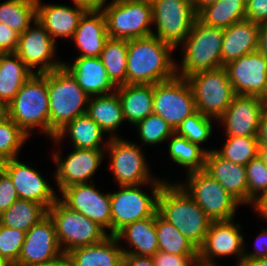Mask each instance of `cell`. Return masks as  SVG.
Segmentation results:
<instances>
[{"instance_id": "cell-1", "label": "cell", "mask_w": 267, "mask_h": 266, "mask_svg": "<svg viewBox=\"0 0 267 266\" xmlns=\"http://www.w3.org/2000/svg\"><path fill=\"white\" fill-rule=\"evenodd\" d=\"M174 49L155 35L128 40L127 84H156L176 76Z\"/></svg>"}, {"instance_id": "cell-2", "label": "cell", "mask_w": 267, "mask_h": 266, "mask_svg": "<svg viewBox=\"0 0 267 266\" xmlns=\"http://www.w3.org/2000/svg\"><path fill=\"white\" fill-rule=\"evenodd\" d=\"M158 214L199 248L212 220L178 183L166 182L157 199Z\"/></svg>"}, {"instance_id": "cell-3", "label": "cell", "mask_w": 267, "mask_h": 266, "mask_svg": "<svg viewBox=\"0 0 267 266\" xmlns=\"http://www.w3.org/2000/svg\"><path fill=\"white\" fill-rule=\"evenodd\" d=\"M47 89L50 137L53 139L70 121L87 113L90 96L64 66L47 72Z\"/></svg>"}, {"instance_id": "cell-4", "label": "cell", "mask_w": 267, "mask_h": 266, "mask_svg": "<svg viewBox=\"0 0 267 266\" xmlns=\"http://www.w3.org/2000/svg\"><path fill=\"white\" fill-rule=\"evenodd\" d=\"M7 116L29 137L31 129L39 127L50 136L47 73L33 74L7 106Z\"/></svg>"}, {"instance_id": "cell-5", "label": "cell", "mask_w": 267, "mask_h": 266, "mask_svg": "<svg viewBox=\"0 0 267 266\" xmlns=\"http://www.w3.org/2000/svg\"><path fill=\"white\" fill-rule=\"evenodd\" d=\"M223 35V28L208 26L196 19L189 35L182 43L184 52L181 66L176 63V75L187 78L201 71L221 67Z\"/></svg>"}, {"instance_id": "cell-6", "label": "cell", "mask_w": 267, "mask_h": 266, "mask_svg": "<svg viewBox=\"0 0 267 266\" xmlns=\"http://www.w3.org/2000/svg\"><path fill=\"white\" fill-rule=\"evenodd\" d=\"M101 10L106 18L109 38L131 40L153 34L151 1L112 0Z\"/></svg>"}, {"instance_id": "cell-7", "label": "cell", "mask_w": 267, "mask_h": 266, "mask_svg": "<svg viewBox=\"0 0 267 266\" xmlns=\"http://www.w3.org/2000/svg\"><path fill=\"white\" fill-rule=\"evenodd\" d=\"M56 228V237L64 254L101 242L109 236L104 228L86 216L67 207L59 198L48 209Z\"/></svg>"}, {"instance_id": "cell-8", "label": "cell", "mask_w": 267, "mask_h": 266, "mask_svg": "<svg viewBox=\"0 0 267 266\" xmlns=\"http://www.w3.org/2000/svg\"><path fill=\"white\" fill-rule=\"evenodd\" d=\"M192 88L197 111L218 120L236 95L224 66L186 78Z\"/></svg>"}, {"instance_id": "cell-9", "label": "cell", "mask_w": 267, "mask_h": 266, "mask_svg": "<svg viewBox=\"0 0 267 266\" xmlns=\"http://www.w3.org/2000/svg\"><path fill=\"white\" fill-rule=\"evenodd\" d=\"M186 184L178 183L212 221L234 219L240 204L204 170L187 173Z\"/></svg>"}, {"instance_id": "cell-10", "label": "cell", "mask_w": 267, "mask_h": 266, "mask_svg": "<svg viewBox=\"0 0 267 266\" xmlns=\"http://www.w3.org/2000/svg\"><path fill=\"white\" fill-rule=\"evenodd\" d=\"M167 181H152V197L140 189L143 185L120 186V191L110 193L111 235L137 220L153 216L157 212V199Z\"/></svg>"}, {"instance_id": "cell-11", "label": "cell", "mask_w": 267, "mask_h": 266, "mask_svg": "<svg viewBox=\"0 0 267 266\" xmlns=\"http://www.w3.org/2000/svg\"><path fill=\"white\" fill-rule=\"evenodd\" d=\"M153 24L157 38L174 50L181 46L197 19V10L187 0H152Z\"/></svg>"}, {"instance_id": "cell-12", "label": "cell", "mask_w": 267, "mask_h": 266, "mask_svg": "<svg viewBox=\"0 0 267 266\" xmlns=\"http://www.w3.org/2000/svg\"><path fill=\"white\" fill-rule=\"evenodd\" d=\"M197 112L192 88L186 78L154 84L153 113L161 116L175 131L189 116Z\"/></svg>"}, {"instance_id": "cell-13", "label": "cell", "mask_w": 267, "mask_h": 266, "mask_svg": "<svg viewBox=\"0 0 267 266\" xmlns=\"http://www.w3.org/2000/svg\"><path fill=\"white\" fill-rule=\"evenodd\" d=\"M106 150L109 151L111 169L120 186L150 184L152 181H167L152 178L147 161L140 145L121 139L108 138Z\"/></svg>"}, {"instance_id": "cell-14", "label": "cell", "mask_w": 267, "mask_h": 266, "mask_svg": "<svg viewBox=\"0 0 267 266\" xmlns=\"http://www.w3.org/2000/svg\"><path fill=\"white\" fill-rule=\"evenodd\" d=\"M234 220L212 221L203 244L198 248V264L203 266H218L215 257H238L236 266L243 263L244 236L240 234L241 226Z\"/></svg>"}, {"instance_id": "cell-15", "label": "cell", "mask_w": 267, "mask_h": 266, "mask_svg": "<svg viewBox=\"0 0 267 266\" xmlns=\"http://www.w3.org/2000/svg\"><path fill=\"white\" fill-rule=\"evenodd\" d=\"M235 94L267 97V57L259 50L224 66Z\"/></svg>"}, {"instance_id": "cell-16", "label": "cell", "mask_w": 267, "mask_h": 266, "mask_svg": "<svg viewBox=\"0 0 267 266\" xmlns=\"http://www.w3.org/2000/svg\"><path fill=\"white\" fill-rule=\"evenodd\" d=\"M19 35L16 54L34 73H47L63 66V61H55L56 42L39 20ZM53 60V61H52ZM40 66L37 72L33 68Z\"/></svg>"}, {"instance_id": "cell-17", "label": "cell", "mask_w": 267, "mask_h": 266, "mask_svg": "<svg viewBox=\"0 0 267 266\" xmlns=\"http://www.w3.org/2000/svg\"><path fill=\"white\" fill-rule=\"evenodd\" d=\"M63 254L57 241L54 221L47 214L26 232L18 261L15 264L34 266L51 262Z\"/></svg>"}, {"instance_id": "cell-18", "label": "cell", "mask_w": 267, "mask_h": 266, "mask_svg": "<svg viewBox=\"0 0 267 266\" xmlns=\"http://www.w3.org/2000/svg\"><path fill=\"white\" fill-rule=\"evenodd\" d=\"M60 193L62 198L59 199L67 207L96 222L105 230L110 229L111 235L110 193H100L92 182L71 185Z\"/></svg>"}, {"instance_id": "cell-19", "label": "cell", "mask_w": 267, "mask_h": 266, "mask_svg": "<svg viewBox=\"0 0 267 266\" xmlns=\"http://www.w3.org/2000/svg\"><path fill=\"white\" fill-rule=\"evenodd\" d=\"M106 143V144H105ZM103 143L104 149H80L73 148V152L64 159L60 152L53 153V160L56 162L57 170L55 179L59 190L74 184L88 183L103 160L107 141Z\"/></svg>"}, {"instance_id": "cell-20", "label": "cell", "mask_w": 267, "mask_h": 266, "mask_svg": "<svg viewBox=\"0 0 267 266\" xmlns=\"http://www.w3.org/2000/svg\"><path fill=\"white\" fill-rule=\"evenodd\" d=\"M267 103L262 97L236 94L217 120L224 125L226 137H257L259 122Z\"/></svg>"}, {"instance_id": "cell-21", "label": "cell", "mask_w": 267, "mask_h": 266, "mask_svg": "<svg viewBox=\"0 0 267 266\" xmlns=\"http://www.w3.org/2000/svg\"><path fill=\"white\" fill-rule=\"evenodd\" d=\"M3 170L12 179L19 199L40 203L47 209L57 201L58 196L47 180L18 158L4 161Z\"/></svg>"}, {"instance_id": "cell-22", "label": "cell", "mask_w": 267, "mask_h": 266, "mask_svg": "<svg viewBox=\"0 0 267 266\" xmlns=\"http://www.w3.org/2000/svg\"><path fill=\"white\" fill-rule=\"evenodd\" d=\"M88 9L75 4V7L58 4H43L36 0V18L56 42L61 37L71 39L80 19Z\"/></svg>"}, {"instance_id": "cell-23", "label": "cell", "mask_w": 267, "mask_h": 266, "mask_svg": "<svg viewBox=\"0 0 267 266\" xmlns=\"http://www.w3.org/2000/svg\"><path fill=\"white\" fill-rule=\"evenodd\" d=\"M204 171L216 179L240 204H247L245 166L224 159L212 149L206 154Z\"/></svg>"}, {"instance_id": "cell-24", "label": "cell", "mask_w": 267, "mask_h": 266, "mask_svg": "<svg viewBox=\"0 0 267 266\" xmlns=\"http://www.w3.org/2000/svg\"><path fill=\"white\" fill-rule=\"evenodd\" d=\"M108 39L106 18L101 9L87 10L71 38L81 52L79 57H99Z\"/></svg>"}, {"instance_id": "cell-25", "label": "cell", "mask_w": 267, "mask_h": 266, "mask_svg": "<svg viewBox=\"0 0 267 266\" xmlns=\"http://www.w3.org/2000/svg\"><path fill=\"white\" fill-rule=\"evenodd\" d=\"M259 46V24L245 19L224 29L221 62L225 66L241 56L255 52Z\"/></svg>"}, {"instance_id": "cell-26", "label": "cell", "mask_w": 267, "mask_h": 266, "mask_svg": "<svg viewBox=\"0 0 267 266\" xmlns=\"http://www.w3.org/2000/svg\"><path fill=\"white\" fill-rule=\"evenodd\" d=\"M63 66L89 96L112 93L110 90L115 91L116 86L110 81L99 57H77L72 65L63 63Z\"/></svg>"}, {"instance_id": "cell-27", "label": "cell", "mask_w": 267, "mask_h": 266, "mask_svg": "<svg viewBox=\"0 0 267 266\" xmlns=\"http://www.w3.org/2000/svg\"><path fill=\"white\" fill-rule=\"evenodd\" d=\"M114 235L67 253L71 266H121L124 252Z\"/></svg>"}, {"instance_id": "cell-28", "label": "cell", "mask_w": 267, "mask_h": 266, "mask_svg": "<svg viewBox=\"0 0 267 266\" xmlns=\"http://www.w3.org/2000/svg\"><path fill=\"white\" fill-rule=\"evenodd\" d=\"M120 242L125 239L132 250L122 248L125 254L153 256L158 251L156 213L148 218L137 220L119 230L115 235Z\"/></svg>"}, {"instance_id": "cell-29", "label": "cell", "mask_w": 267, "mask_h": 266, "mask_svg": "<svg viewBox=\"0 0 267 266\" xmlns=\"http://www.w3.org/2000/svg\"><path fill=\"white\" fill-rule=\"evenodd\" d=\"M124 120L136 125L153 113V84H125L115 88Z\"/></svg>"}, {"instance_id": "cell-30", "label": "cell", "mask_w": 267, "mask_h": 266, "mask_svg": "<svg viewBox=\"0 0 267 266\" xmlns=\"http://www.w3.org/2000/svg\"><path fill=\"white\" fill-rule=\"evenodd\" d=\"M101 130L111 136L109 138L118 137L113 134L124 120L123 110L119 96L115 91L112 93L90 96L87 113H86Z\"/></svg>"}, {"instance_id": "cell-31", "label": "cell", "mask_w": 267, "mask_h": 266, "mask_svg": "<svg viewBox=\"0 0 267 266\" xmlns=\"http://www.w3.org/2000/svg\"><path fill=\"white\" fill-rule=\"evenodd\" d=\"M35 74L16 53H2L0 68V102L6 106L14 99L21 86Z\"/></svg>"}, {"instance_id": "cell-32", "label": "cell", "mask_w": 267, "mask_h": 266, "mask_svg": "<svg viewBox=\"0 0 267 266\" xmlns=\"http://www.w3.org/2000/svg\"><path fill=\"white\" fill-rule=\"evenodd\" d=\"M196 10L201 23L223 29L246 19V3L243 0H219L206 6H197Z\"/></svg>"}, {"instance_id": "cell-33", "label": "cell", "mask_w": 267, "mask_h": 266, "mask_svg": "<svg viewBox=\"0 0 267 266\" xmlns=\"http://www.w3.org/2000/svg\"><path fill=\"white\" fill-rule=\"evenodd\" d=\"M67 131L69 132L68 134L70 135L74 148L103 149L101 144L103 143L102 140H104V132L87 114L76 117L63 127L55 138H53L55 143L60 144Z\"/></svg>"}, {"instance_id": "cell-34", "label": "cell", "mask_w": 267, "mask_h": 266, "mask_svg": "<svg viewBox=\"0 0 267 266\" xmlns=\"http://www.w3.org/2000/svg\"><path fill=\"white\" fill-rule=\"evenodd\" d=\"M48 214V209L37 202L17 199L0 214V225L27 232Z\"/></svg>"}, {"instance_id": "cell-35", "label": "cell", "mask_w": 267, "mask_h": 266, "mask_svg": "<svg viewBox=\"0 0 267 266\" xmlns=\"http://www.w3.org/2000/svg\"><path fill=\"white\" fill-rule=\"evenodd\" d=\"M127 46L128 40L109 38L99 56L116 87L127 84Z\"/></svg>"}, {"instance_id": "cell-36", "label": "cell", "mask_w": 267, "mask_h": 266, "mask_svg": "<svg viewBox=\"0 0 267 266\" xmlns=\"http://www.w3.org/2000/svg\"><path fill=\"white\" fill-rule=\"evenodd\" d=\"M168 153L171 159L180 166L186 167L187 173L204 170L207 152L199 145L178 136L175 132L170 136Z\"/></svg>"}, {"instance_id": "cell-37", "label": "cell", "mask_w": 267, "mask_h": 266, "mask_svg": "<svg viewBox=\"0 0 267 266\" xmlns=\"http://www.w3.org/2000/svg\"><path fill=\"white\" fill-rule=\"evenodd\" d=\"M156 232L158 251L175 255H198V248L158 212H156Z\"/></svg>"}, {"instance_id": "cell-38", "label": "cell", "mask_w": 267, "mask_h": 266, "mask_svg": "<svg viewBox=\"0 0 267 266\" xmlns=\"http://www.w3.org/2000/svg\"><path fill=\"white\" fill-rule=\"evenodd\" d=\"M36 19V0H6L0 4V23L19 35Z\"/></svg>"}, {"instance_id": "cell-39", "label": "cell", "mask_w": 267, "mask_h": 266, "mask_svg": "<svg viewBox=\"0 0 267 266\" xmlns=\"http://www.w3.org/2000/svg\"><path fill=\"white\" fill-rule=\"evenodd\" d=\"M224 147L215 151L224 159L246 166L259 153V141L257 137L234 136L226 137Z\"/></svg>"}, {"instance_id": "cell-40", "label": "cell", "mask_w": 267, "mask_h": 266, "mask_svg": "<svg viewBox=\"0 0 267 266\" xmlns=\"http://www.w3.org/2000/svg\"><path fill=\"white\" fill-rule=\"evenodd\" d=\"M29 137L8 116L0 122V160L17 158L21 146Z\"/></svg>"}, {"instance_id": "cell-41", "label": "cell", "mask_w": 267, "mask_h": 266, "mask_svg": "<svg viewBox=\"0 0 267 266\" xmlns=\"http://www.w3.org/2000/svg\"><path fill=\"white\" fill-rule=\"evenodd\" d=\"M213 118L201 114L199 111L187 117L175 130V133L188 141L201 145L206 142L213 132L212 120Z\"/></svg>"}, {"instance_id": "cell-42", "label": "cell", "mask_w": 267, "mask_h": 266, "mask_svg": "<svg viewBox=\"0 0 267 266\" xmlns=\"http://www.w3.org/2000/svg\"><path fill=\"white\" fill-rule=\"evenodd\" d=\"M135 126L140 140L146 145L162 143L175 132L161 116L154 113L149 114Z\"/></svg>"}, {"instance_id": "cell-43", "label": "cell", "mask_w": 267, "mask_h": 266, "mask_svg": "<svg viewBox=\"0 0 267 266\" xmlns=\"http://www.w3.org/2000/svg\"><path fill=\"white\" fill-rule=\"evenodd\" d=\"M247 174V204H253L260 196L267 193V166L257 156L246 166Z\"/></svg>"}, {"instance_id": "cell-44", "label": "cell", "mask_w": 267, "mask_h": 266, "mask_svg": "<svg viewBox=\"0 0 267 266\" xmlns=\"http://www.w3.org/2000/svg\"><path fill=\"white\" fill-rule=\"evenodd\" d=\"M26 232L0 225V259L5 264H15L25 240Z\"/></svg>"}, {"instance_id": "cell-45", "label": "cell", "mask_w": 267, "mask_h": 266, "mask_svg": "<svg viewBox=\"0 0 267 266\" xmlns=\"http://www.w3.org/2000/svg\"><path fill=\"white\" fill-rule=\"evenodd\" d=\"M152 258L155 266H198V255H175L157 251Z\"/></svg>"}, {"instance_id": "cell-46", "label": "cell", "mask_w": 267, "mask_h": 266, "mask_svg": "<svg viewBox=\"0 0 267 266\" xmlns=\"http://www.w3.org/2000/svg\"><path fill=\"white\" fill-rule=\"evenodd\" d=\"M17 199V190L9 175L3 171L0 174V214L6 211Z\"/></svg>"}, {"instance_id": "cell-47", "label": "cell", "mask_w": 267, "mask_h": 266, "mask_svg": "<svg viewBox=\"0 0 267 266\" xmlns=\"http://www.w3.org/2000/svg\"><path fill=\"white\" fill-rule=\"evenodd\" d=\"M18 41L19 34L7 25L0 23V53H15Z\"/></svg>"}, {"instance_id": "cell-48", "label": "cell", "mask_w": 267, "mask_h": 266, "mask_svg": "<svg viewBox=\"0 0 267 266\" xmlns=\"http://www.w3.org/2000/svg\"><path fill=\"white\" fill-rule=\"evenodd\" d=\"M246 19L258 24L267 21V0H250L246 4Z\"/></svg>"}, {"instance_id": "cell-49", "label": "cell", "mask_w": 267, "mask_h": 266, "mask_svg": "<svg viewBox=\"0 0 267 266\" xmlns=\"http://www.w3.org/2000/svg\"><path fill=\"white\" fill-rule=\"evenodd\" d=\"M256 251L247 253L244 247L243 261H249L267 256V229H263L259 236L256 237Z\"/></svg>"}, {"instance_id": "cell-50", "label": "cell", "mask_w": 267, "mask_h": 266, "mask_svg": "<svg viewBox=\"0 0 267 266\" xmlns=\"http://www.w3.org/2000/svg\"><path fill=\"white\" fill-rule=\"evenodd\" d=\"M121 266H155L152 256L123 255Z\"/></svg>"}, {"instance_id": "cell-51", "label": "cell", "mask_w": 267, "mask_h": 266, "mask_svg": "<svg viewBox=\"0 0 267 266\" xmlns=\"http://www.w3.org/2000/svg\"><path fill=\"white\" fill-rule=\"evenodd\" d=\"M258 50L267 57V21L259 24Z\"/></svg>"}, {"instance_id": "cell-52", "label": "cell", "mask_w": 267, "mask_h": 266, "mask_svg": "<svg viewBox=\"0 0 267 266\" xmlns=\"http://www.w3.org/2000/svg\"><path fill=\"white\" fill-rule=\"evenodd\" d=\"M257 138L259 144L267 143V108L261 116Z\"/></svg>"}, {"instance_id": "cell-53", "label": "cell", "mask_w": 267, "mask_h": 266, "mask_svg": "<svg viewBox=\"0 0 267 266\" xmlns=\"http://www.w3.org/2000/svg\"><path fill=\"white\" fill-rule=\"evenodd\" d=\"M255 210L263 216L267 220V193L260 196L256 201L252 204Z\"/></svg>"}, {"instance_id": "cell-54", "label": "cell", "mask_w": 267, "mask_h": 266, "mask_svg": "<svg viewBox=\"0 0 267 266\" xmlns=\"http://www.w3.org/2000/svg\"><path fill=\"white\" fill-rule=\"evenodd\" d=\"M74 4L81 5L89 9H102L106 4L105 0H73Z\"/></svg>"}, {"instance_id": "cell-55", "label": "cell", "mask_w": 267, "mask_h": 266, "mask_svg": "<svg viewBox=\"0 0 267 266\" xmlns=\"http://www.w3.org/2000/svg\"><path fill=\"white\" fill-rule=\"evenodd\" d=\"M34 266H71V264L68 255L63 254L51 262L42 263Z\"/></svg>"}, {"instance_id": "cell-56", "label": "cell", "mask_w": 267, "mask_h": 266, "mask_svg": "<svg viewBox=\"0 0 267 266\" xmlns=\"http://www.w3.org/2000/svg\"><path fill=\"white\" fill-rule=\"evenodd\" d=\"M240 266H267V256L249 261H243Z\"/></svg>"}, {"instance_id": "cell-57", "label": "cell", "mask_w": 267, "mask_h": 266, "mask_svg": "<svg viewBox=\"0 0 267 266\" xmlns=\"http://www.w3.org/2000/svg\"><path fill=\"white\" fill-rule=\"evenodd\" d=\"M258 156L263 160L267 166V143L259 144Z\"/></svg>"}, {"instance_id": "cell-58", "label": "cell", "mask_w": 267, "mask_h": 266, "mask_svg": "<svg viewBox=\"0 0 267 266\" xmlns=\"http://www.w3.org/2000/svg\"><path fill=\"white\" fill-rule=\"evenodd\" d=\"M5 117H7V106L3 102H0V122Z\"/></svg>"}, {"instance_id": "cell-59", "label": "cell", "mask_w": 267, "mask_h": 266, "mask_svg": "<svg viewBox=\"0 0 267 266\" xmlns=\"http://www.w3.org/2000/svg\"><path fill=\"white\" fill-rule=\"evenodd\" d=\"M217 1L219 0H202V2L198 6H206Z\"/></svg>"}, {"instance_id": "cell-60", "label": "cell", "mask_w": 267, "mask_h": 266, "mask_svg": "<svg viewBox=\"0 0 267 266\" xmlns=\"http://www.w3.org/2000/svg\"><path fill=\"white\" fill-rule=\"evenodd\" d=\"M190 4H192L195 8L202 2V0H187Z\"/></svg>"}, {"instance_id": "cell-61", "label": "cell", "mask_w": 267, "mask_h": 266, "mask_svg": "<svg viewBox=\"0 0 267 266\" xmlns=\"http://www.w3.org/2000/svg\"><path fill=\"white\" fill-rule=\"evenodd\" d=\"M3 164H4V161L0 160V174L4 171Z\"/></svg>"}, {"instance_id": "cell-62", "label": "cell", "mask_w": 267, "mask_h": 266, "mask_svg": "<svg viewBox=\"0 0 267 266\" xmlns=\"http://www.w3.org/2000/svg\"><path fill=\"white\" fill-rule=\"evenodd\" d=\"M1 64H2V53H0V68H1Z\"/></svg>"}, {"instance_id": "cell-63", "label": "cell", "mask_w": 267, "mask_h": 266, "mask_svg": "<svg viewBox=\"0 0 267 266\" xmlns=\"http://www.w3.org/2000/svg\"><path fill=\"white\" fill-rule=\"evenodd\" d=\"M4 266H18L16 264H5Z\"/></svg>"}, {"instance_id": "cell-64", "label": "cell", "mask_w": 267, "mask_h": 266, "mask_svg": "<svg viewBox=\"0 0 267 266\" xmlns=\"http://www.w3.org/2000/svg\"><path fill=\"white\" fill-rule=\"evenodd\" d=\"M5 263L0 259V266H4Z\"/></svg>"}, {"instance_id": "cell-65", "label": "cell", "mask_w": 267, "mask_h": 266, "mask_svg": "<svg viewBox=\"0 0 267 266\" xmlns=\"http://www.w3.org/2000/svg\"><path fill=\"white\" fill-rule=\"evenodd\" d=\"M246 4L250 1V0H243Z\"/></svg>"}]
</instances>
